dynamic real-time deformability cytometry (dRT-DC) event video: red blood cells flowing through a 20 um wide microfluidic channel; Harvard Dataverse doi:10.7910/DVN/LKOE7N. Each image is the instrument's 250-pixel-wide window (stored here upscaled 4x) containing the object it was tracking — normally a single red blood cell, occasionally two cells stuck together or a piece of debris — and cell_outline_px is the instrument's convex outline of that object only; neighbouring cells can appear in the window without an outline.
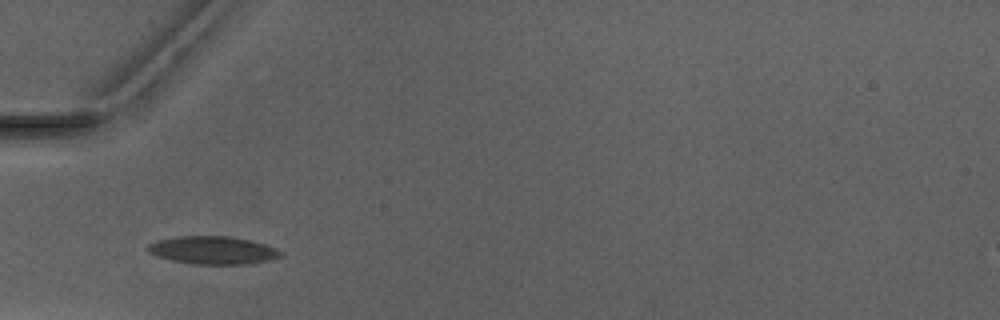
{"species": "Egyptian fruit bat (a non-hibernating species)", "species_latin": "Rousettus aegyptiacus", "temperature_condition": "warm", "stored_images_in_passage": 3, "camera_frame_rate_fps": 3000, "um_per_image_px": 0.085, "animal": {"sex": "male"}, "frame": {"image": 1, "passage_image": 2, "time_ms": 1.0, "image_size_px": [1000, 320], "cell_outline_px": [[284, 256], [268, 260], [248, 264], [196, 264], [172, 260], [156, 256], [148, 252], [148, 244], [156, 240], [176, 236], [232, 236], [252, 240], [276, 248], [284, 252]], "centroid_in_image_um": [18.12, 21.26], "position_along_channel_um": 66.9, "area_um2": 21.79}}